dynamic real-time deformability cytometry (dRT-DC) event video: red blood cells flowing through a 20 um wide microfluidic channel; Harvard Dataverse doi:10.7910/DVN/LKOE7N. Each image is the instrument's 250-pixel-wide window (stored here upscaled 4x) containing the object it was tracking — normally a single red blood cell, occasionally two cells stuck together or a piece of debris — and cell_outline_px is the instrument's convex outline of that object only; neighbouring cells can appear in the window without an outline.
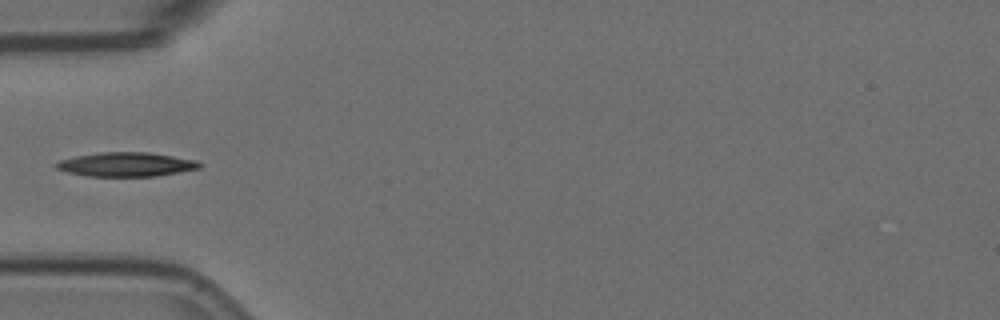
{"species": "Egyptian fruit bat (a non-hibernating species)", "species_latin": "Rousettus aegyptiacus", "temperature_condition": "room temperature", "stored_images_in_passage": 4, "camera_frame_rate_fps": 3000, "um_per_image_px": 0.085, "animal": {"sex": "female"}, "frame": {"image": 1, "passage_image": 4, "time_ms": 1.0, "image_size_px": [1000, 320], "cell_outline_px": [[204, 164], [200, 168], [156, 176], [88, 176], [68, 172], [56, 168], [56, 164], [60, 160], [76, 156], [100, 152], [148, 152], [196, 160]], "centroid_in_image_um": [10.76, 13.97], "position_along_channel_um": 74.2, "area_um2": 20.0}}